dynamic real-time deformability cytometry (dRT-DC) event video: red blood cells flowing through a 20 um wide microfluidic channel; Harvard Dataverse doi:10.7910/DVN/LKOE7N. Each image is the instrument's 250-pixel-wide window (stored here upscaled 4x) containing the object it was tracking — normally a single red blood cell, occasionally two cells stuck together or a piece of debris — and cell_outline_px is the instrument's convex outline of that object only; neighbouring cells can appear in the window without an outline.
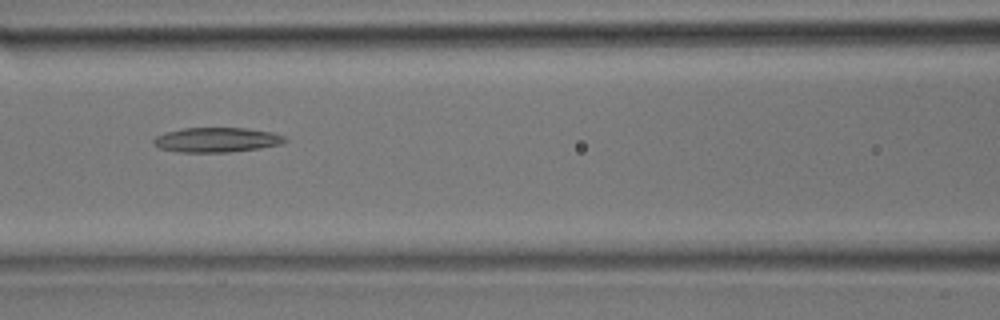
{"species": "common noctule bat (a hibernating species)", "species_latin": "Nyctalus noctula", "temperature_condition": "room temperature", "stored_images_in_passage": 34, "camera_frame_rate_fps": 3000, "um_per_image_px": 0.085, "animal": {"sex": "male", "body_mass_g": 17.9}, "frame": {"image": 1, "passage_image": 15, "time_ms": 4.667, "image_size_px": [1000, 320], "cell_outline_px": [[288, 140], [284, 144], [260, 148], [228, 152], [176, 152], [160, 148], [152, 144], [152, 140], [156, 136], [168, 132], [184, 128], [248, 128], [272, 132], [284, 136]], "centroid_in_image_um": [18.44, 11.89], "position_along_channel_um": 148.2, "area_um2": 19.02}}
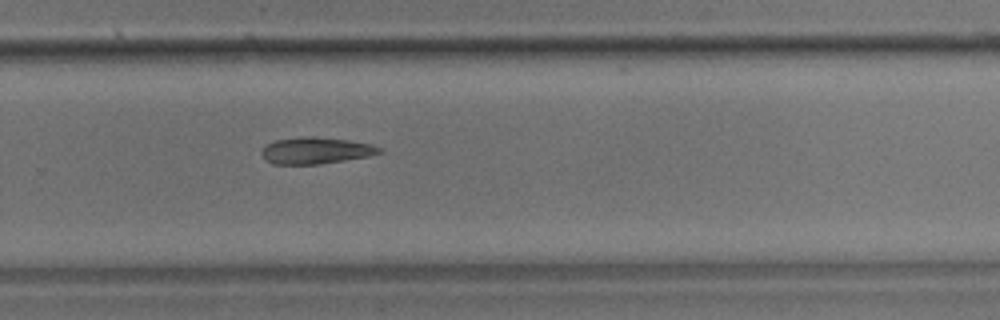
{"frame": {"image": 2, "passage_image": 23, "time_ms": 7.333, "image_size_px": [1000, 320], "cell_outline_px": [[384, 152], [368, 156], [320, 164], [272, 164], [264, 160], [260, 152], [268, 144], [276, 140], [304, 136], [312, 136], [348, 140], [372, 144], [380, 148]], "centroid_in_image_um": [26.83, 12.8], "position_along_channel_um": 303.0, "area_um2": 18.21}}
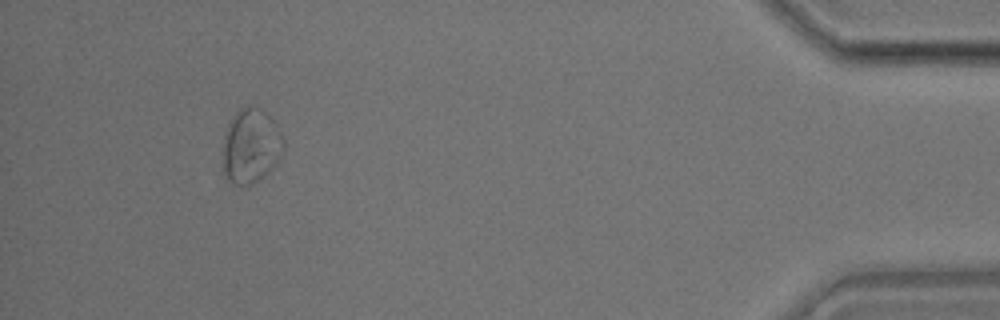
{"frame": {"image": 3, "passage_image": 32, "time_ms": 10.333, "image_size_px": [1000, 320], "cell_outline_px": [[284, 148], [280, 160], [264, 176], [252, 184], [240, 188], [232, 184], [224, 176], [224, 132], [232, 116], [236, 112], [244, 108], [260, 108], [268, 112], [284, 136]], "centroid_in_image_um": [21.35, 12.45], "position_along_channel_um": 413.8, "area_um2": 26.76}}